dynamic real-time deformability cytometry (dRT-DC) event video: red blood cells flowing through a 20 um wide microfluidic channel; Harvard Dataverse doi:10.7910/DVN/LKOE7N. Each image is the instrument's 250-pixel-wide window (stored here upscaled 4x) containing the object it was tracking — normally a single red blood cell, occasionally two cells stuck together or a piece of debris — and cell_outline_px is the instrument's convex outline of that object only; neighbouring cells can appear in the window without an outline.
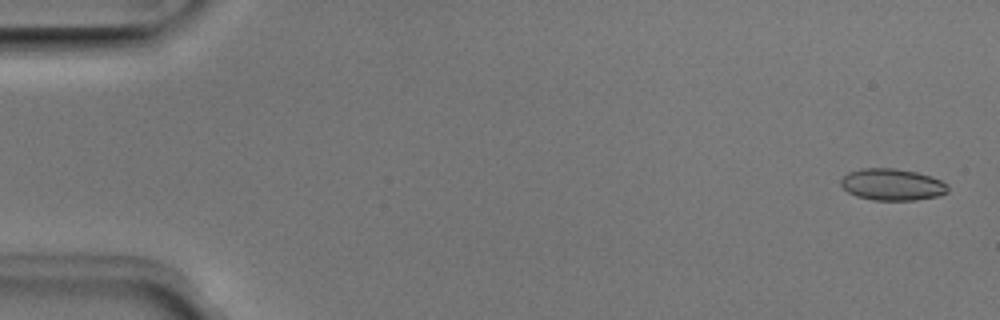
{"species": "Egyptian fruit bat (a non-hibernating species)", "species_latin": "Rousettus aegyptiacus", "temperature_condition": "room temperature", "stored_images_in_passage": 51, "camera_frame_rate_fps": 3000, "um_per_image_px": 0.085, "animal": {"sex": "male"}, "frame": {"image": 1, "passage_image": 2, "time_ms": 0.333, "image_size_px": [1000, 320], "cell_outline_px": [[948, 192], [940, 196], [916, 200], [872, 200], [856, 196], [848, 192], [840, 184], [840, 180], [848, 172], [860, 168], [892, 168], [916, 172], [932, 176], [948, 184]], "centroid_in_image_um": [75.84, 15.69], "position_along_channel_um": 9.2, "area_um2": 19.94}}
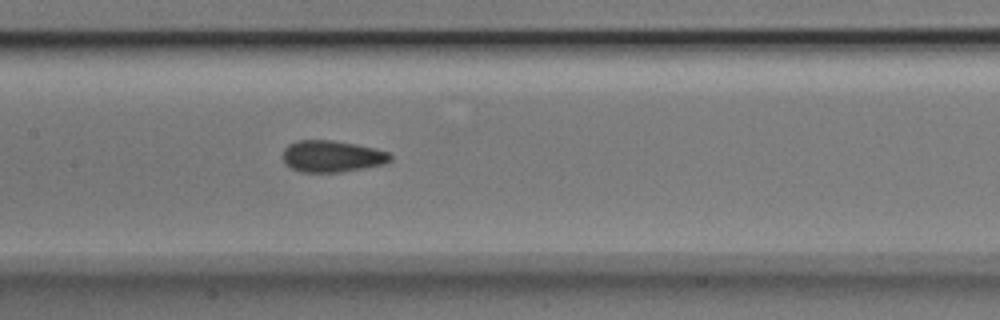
{"frame": {"image": 2, "passage_image": 25, "time_ms": 8.0, "image_size_px": [1000, 320], "cell_outline_px": [[392, 160], [384, 164], [364, 168], [340, 172], [300, 172], [284, 164], [280, 156], [284, 148], [288, 144], [296, 140], [332, 140], [356, 144], [376, 148], [388, 152], [392, 156]], "centroid_in_image_um": [28.18, 13.28], "position_along_channel_um": 179.2, "area_um2": 20.17}}
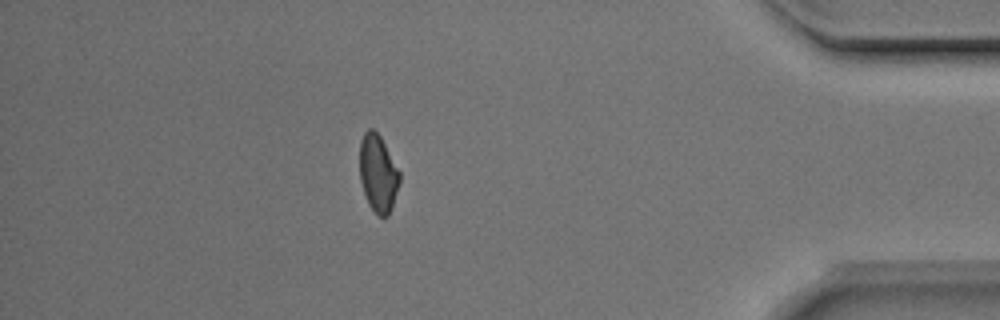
{"frame": {"image": 3, "passage_image": 45, "time_ms": 14.667, "image_size_px": [1000, 320], "cell_outline_px": [[400, 184], [392, 208], [388, 216], [380, 216], [368, 204], [360, 180], [360, 140], [364, 132], [368, 128], [372, 128], [380, 136], [400, 172]], "centroid_in_image_um": [32.14, 14.73], "position_along_channel_um": 403.1, "area_um2": 17.98}, "authors_computed_cell_mechanics": {"area_um2": 19.3052, "velocity_mm_per_s": 3.9864, "shape_relaxation_time_tau1_ms": 4.6153, "shape_relaxation_time_tau2_ms": 1.422, "deformation_change_tau1": 0.0979, "deformation_change_tau2": 0.0529}}